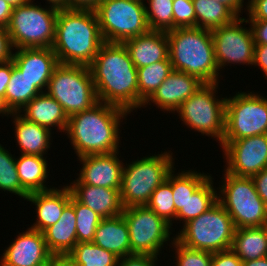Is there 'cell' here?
Here are the masks:
<instances>
[{
	"mask_svg": "<svg viewBox=\"0 0 267 266\" xmlns=\"http://www.w3.org/2000/svg\"><path fill=\"white\" fill-rule=\"evenodd\" d=\"M178 229L175 239L179 243L191 249L214 253L231 249L236 228L229 213L217 201Z\"/></svg>",
	"mask_w": 267,
	"mask_h": 266,
	"instance_id": "obj_8",
	"label": "cell"
},
{
	"mask_svg": "<svg viewBox=\"0 0 267 266\" xmlns=\"http://www.w3.org/2000/svg\"><path fill=\"white\" fill-rule=\"evenodd\" d=\"M136 68L166 60L169 57V41L164 31H149L124 42Z\"/></svg>",
	"mask_w": 267,
	"mask_h": 266,
	"instance_id": "obj_23",
	"label": "cell"
},
{
	"mask_svg": "<svg viewBox=\"0 0 267 266\" xmlns=\"http://www.w3.org/2000/svg\"><path fill=\"white\" fill-rule=\"evenodd\" d=\"M160 257L161 256L132 254L119 258L118 266H159Z\"/></svg>",
	"mask_w": 267,
	"mask_h": 266,
	"instance_id": "obj_41",
	"label": "cell"
},
{
	"mask_svg": "<svg viewBox=\"0 0 267 266\" xmlns=\"http://www.w3.org/2000/svg\"><path fill=\"white\" fill-rule=\"evenodd\" d=\"M16 157V168L20 184L27 194L55 188V186L48 185L50 182H47L52 175L50 174L51 167L48 164L50 158L27 154H19Z\"/></svg>",
	"mask_w": 267,
	"mask_h": 266,
	"instance_id": "obj_27",
	"label": "cell"
},
{
	"mask_svg": "<svg viewBox=\"0 0 267 266\" xmlns=\"http://www.w3.org/2000/svg\"><path fill=\"white\" fill-rule=\"evenodd\" d=\"M166 33L173 70L196 76L204 83L225 82L216 63L211 30L186 27Z\"/></svg>",
	"mask_w": 267,
	"mask_h": 266,
	"instance_id": "obj_4",
	"label": "cell"
},
{
	"mask_svg": "<svg viewBox=\"0 0 267 266\" xmlns=\"http://www.w3.org/2000/svg\"><path fill=\"white\" fill-rule=\"evenodd\" d=\"M231 250L244 262L267 256V225L236 228Z\"/></svg>",
	"mask_w": 267,
	"mask_h": 266,
	"instance_id": "obj_28",
	"label": "cell"
},
{
	"mask_svg": "<svg viewBox=\"0 0 267 266\" xmlns=\"http://www.w3.org/2000/svg\"><path fill=\"white\" fill-rule=\"evenodd\" d=\"M42 233L47 248L53 256L68 255L77 244L74 206L69 202L57 223L46 228Z\"/></svg>",
	"mask_w": 267,
	"mask_h": 266,
	"instance_id": "obj_25",
	"label": "cell"
},
{
	"mask_svg": "<svg viewBox=\"0 0 267 266\" xmlns=\"http://www.w3.org/2000/svg\"><path fill=\"white\" fill-rule=\"evenodd\" d=\"M260 69L267 82V45H255L253 68Z\"/></svg>",
	"mask_w": 267,
	"mask_h": 266,
	"instance_id": "obj_46",
	"label": "cell"
},
{
	"mask_svg": "<svg viewBox=\"0 0 267 266\" xmlns=\"http://www.w3.org/2000/svg\"><path fill=\"white\" fill-rule=\"evenodd\" d=\"M70 203L76 214L77 243L92 242L95 231L102 218L92 209L80 203L71 193Z\"/></svg>",
	"mask_w": 267,
	"mask_h": 266,
	"instance_id": "obj_38",
	"label": "cell"
},
{
	"mask_svg": "<svg viewBox=\"0 0 267 266\" xmlns=\"http://www.w3.org/2000/svg\"><path fill=\"white\" fill-rule=\"evenodd\" d=\"M18 233V235H17ZM0 256V266H48L52 254L47 248L43 233L27 226L17 232Z\"/></svg>",
	"mask_w": 267,
	"mask_h": 266,
	"instance_id": "obj_17",
	"label": "cell"
},
{
	"mask_svg": "<svg viewBox=\"0 0 267 266\" xmlns=\"http://www.w3.org/2000/svg\"><path fill=\"white\" fill-rule=\"evenodd\" d=\"M0 191L20 198L26 201L28 194L22 189L20 179L16 168L15 153L0 143Z\"/></svg>",
	"mask_w": 267,
	"mask_h": 266,
	"instance_id": "obj_35",
	"label": "cell"
},
{
	"mask_svg": "<svg viewBox=\"0 0 267 266\" xmlns=\"http://www.w3.org/2000/svg\"><path fill=\"white\" fill-rule=\"evenodd\" d=\"M29 0L13 8L7 27L14 49L52 48L58 9Z\"/></svg>",
	"mask_w": 267,
	"mask_h": 266,
	"instance_id": "obj_9",
	"label": "cell"
},
{
	"mask_svg": "<svg viewBox=\"0 0 267 266\" xmlns=\"http://www.w3.org/2000/svg\"><path fill=\"white\" fill-rule=\"evenodd\" d=\"M196 27L192 0H173V29Z\"/></svg>",
	"mask_w": 267,
	"mask_h": 266,
	"instance_id": "obj_40",
	"label": "cell"
},
{
	"mask_svg": "<svg viewBox=\"0 0 267 266\" xmlns=\"http://www.w3.org/2000/svg\"><path fill=\"white\" fill-rule=\"evenodd\" d=\"M227 5L238 17L247 12L249 0H215Z\"/></svg>",
	"mask_w": 267,
	"mask_h": 266,
	"instance_id": "obj_50",
	"label": "cell"
},
{
	"mask_svg": "<svg viewBox=\"0 0 267 266\" xmlns=\"http://www.w3.org/2000/svg\"><path fill=\"white\" fill-rule=\"evenodd\" d=\"M235 93L226 95L223 140L267 134V96L250 89Z\"/></svg>",
	"mask_w": 267,
	"mask_h": 266,
	"instance_id": "obj_12",
	"label": "cell"
},
{
	"mask_svg": "<svg viewBox=\"0 0 267 266\" xmlns=\"http://www.w3.org/2000/svg\"><path fill=\"white\" fill-rule=\"evenodd\" d=\"M222 83H204L174 113L189 131L208 136L220 145L225 129L226 96L218 95ZM221 96V97H220Z\"/></svg>",
	"mask_w": 267,
	"mask_h": 266,
	"instance_id": "obj_6",
	"label": "cell"
},
{
	"mask_svg": "<svg viewBox=\"0 0 267 266\" xmlns=\"http://www.w3.org/2000/svg\"><path fill=\"white\" fill-rule=\"evenodd\" d=\"M243 266H267V256L255 260L244 261Z\"/></svg>",
	"mask_w": 267,
	"mask_h": 266,
	"instance_id": "obj_55",
	"label": "cell"
},
{
	"mask_svg": "<svg viewBox=\"0 0 267 266\" xmlns=\"http://www.w3.org/2000/svg\"><path fill=\"white\" fill-rule=\"evenodd\" d=\"M103 43L95 11H58L52 49L59 64L89 67Z\"/></svg>",
	"mask_w": 267,
	"mask_h": 266,
	"instance_id": "obj_3",
	"label": "cell"
},
{
	"mask_svg": "<svg viewBox=\"0 0 267 266\" xmlns=\"http://www.w3.org/2000/svg\"><path fill=\"white\" fill-rule=\"evenodd\" d=\"M45 92L62 106L68 117L99 102L90 68L83 65L59 64Z\"/></svg>",
	"mask_w": 267,
	"mask_h": 266,
	"instance_id": "obj_10",
	"label": "cell"
},
{
	"mask_svg": "<svg viewBox=\"0 0 267 266\" xmlns=\"http://www.w3.org/2000/svg\"><path fill=\"white\" fill-rule=\"evenodd\" d=\"M246 25H249L248 21L242 16L211 30L215 59L221 74L227 66H253L255 43L251 28Z\"/></svg>",
	"mask_w": 267,
	"mask_h": 266,
	"instance_id": "obj_14",
	"label": "cell"
},
{
	"mask_svg": "<svg viewBox=\"0 0 267 266\" xmlns=\"http://www.w3.org/2000/svg\"><path fill=\"white\" fill-rule=\"evenodd\" d=\"M173 71L169 57L148 66L137 68L138 74V109L155 93L162 82Z\"/></svg>",
	"mask_w": 267,
	"mask_h": 266,
	"instance_id": "obj_32",
	"label": "cell"
},
{
	"mask_svg": "<svg viewBox=\"0 0 267 266\" xmlns=\"http://www.w3.org/2000/svg\"><path fill=\"white\" fill-rule=\"evenodd\" d=\"M99 102L138 110V74L124 43L104 42L89 66Z\"/></svg>",
	"mask_w": 267,
	"mask_h": 266,
	"instance_id": "obj_1",
	"label": "cell"
},
{
	"mask_svg": "<svg viewBox=\"0 0 267 266\" xmlns=\"http://www.w3.org/2000/svg\"><path fill=\"white\" fill-rule=\"evenodd\" d=\"M213 177L214 175H211L192 196H189L184 207L176 214L175 223H182L179 227L197 218L217 202V187L214 185L216 182Z\"/></svg>",
	"mask_w": 267,
	"mask_h": 266,
	"instance_id": "obj_29",
	"label": "cell"
},
{
	"mask_svg": "<svg viewBox=\"0 0 267 266\" xmlns=\"http://www.w3.org/2000/svg\"><path fill=\"white\" fill-rule=\"evenodd\" d=\"M45 1H46L45 2L46 6H50L58 10L68 9V0H45Z\"/></svg>",
	"mask_w": 267,
	"mask_h": 266,
	"instance_id": "obj_53",
	"label": "cell"
},
{
	"mask_svg": "<svg viewBox=\"0 0 267 266\" xmlns=\"http://www.w3.org/2000/svg\"><path fill=\"white\" fill-rule=\"evenodd\" d=\"M212 266H243V261L229 249L212 253Z\"/></svg>",
	"mask_w": 267,
	"mask_h": 266,
	"instance_id": "obj_42",
	"label": "cell"
},
{
	"mask_svg": "<svg viewBox=\"0 0 267 266\" xmlns=\"http://www.w3.org/2000/svg\"><path fill=\"white\" fill-rule=\"evenodd\" d=\"M146 206L157 216L171 224V227L177 226L175 224L176 210L172 192V171L168 174L167 179L153 191Z\"/></svg>",
	"mask_w": 267,
	"mask_h": 266,
	"instance_id": "obj_36",
	"label": "cell"
},
{
	"mask_svg": "<svg viewBox=\"0 0 267 266\" xmlns=\"http://www.w3.org/2000/svg\"><path fill=\"white\" fill-rule=\"evenodd\" d=\"M224 170L238 177H253L267 168V134L222 140Z\"/></svg>",
	"mask_w": 267,
	"mask_h": 266,
	"instance_id": "obj_15",
	"label": "cell"
},
{
	"mask_svg": "<svg viewBox=\"0 0 267 266\" xmlns=\"http://www.w3.org/2000/svg\"><path fill=\"white\" fill-rule=\"evenodd\" d=\"M204 85L198 77L173 70L158 87L155 93L144 103L143 108L152 105L168 114H174L181 104ZM153 103V104H152ZM155 104V105H154ZM150 106V107H149Z\"/></svg>",
	"mask_w": 267,
	"mask_h": 266,
	"instance_id": "obj_18",
	"label": "cell"
},
{
	"mask_svg": "<svg viewBox=\"0 0 267 266\" xmlns=\"http://www.w3.org/2000/svg\"><path fill=\"white\" fill-rule=\"evenodd\" d=\"M92 242L119 258L132 255L127 223L120 214L100 221Z\"/></svg>",
	"mask_w": 267,
	"mask_h": 266,
	"instance_id": "obj_26",
	"label": "cell"
},
{
	"mask_svg": "<svg viewBox=\"0 0 267 266\" xmlns=\"http://www.w3.org/2000/svg\"><path fill=\"white\" fill-rule=\"evenodd\" d=\"M251 178L254 182L257 193L267 205V168L263 169Z\"/></svg>",
	"mask_w": 267,
	"mask_h": 266,
	"instance_id": "obj_47",
	"label": "cell"
},
{
	"mask_svg": "<svg viewBox=\"0 0 267 266\" xmlns=\"http://www.w3.org/2000/svg\"><path fill=\"white\" fill-rule=\"evenodd\" d=\"M4 1H6L11 7L15 8L17 6H22L29 0H4Z\"/></svg>",
	"mask_w": 267,
	"mask_h": 266,
	"instance_id": "obj_56",
	"label": "cell"
},
{
	"mask_svg": "<svg viewBox=\"0 0 267 266\" xmlns=\"http://www.w3.org/2000/svg\"><path fill=\"white\" fill-rule=\"evenodd\" d=\"M72 195L92 209L102 219L122 214L124 207L120 189L91 186L88 184H66Z\"/></svg>",
	"mask_w": 267,
	"mask_h": 266,
	"instance_id": "obj_22",
	"label": "cell"
},
{
	"mask_svg": "<svg viewBox=\"0 0 267 266\" xmlns=\"http://www.w3.org/2000/svg\"><path fill=\"white\" fill-rule=\"evenodd\" d=\"M255 45H267V20H247Z\"/></svg>",
	"mask_w": 267,
	"mask_h": 266,
	"instance_id": "obj_45",
	"label": "cell"
},
{
	"mask_svg": "<svg viewBox=\"0 0 267 266\" xmlns=\"http://www.w3.org/2000/svg\"><path fill=\"white\" fill-rule=\"evenodd\" d=\"M164 150L160 153L159 151L150 153L142 158H133L132 161H125L120 188L124 208L146 206L153 191L174 169L175 162L178 160L176 155L171 150Z\"/></svg>",
	"mask_w": 267,
	"mask_h": 266,
	"instance_id": "obj_5",
	"label": "cell"
},
{
	"mask_svg": "<svg viewBox=\"0 0 267 266\" xmlns=\"http://www.w3.org/2000/svg\"><path fill=\"white\" fill-rule=\"evenodd\" d=\"M217 201L231 216L235 228L267 225V205L260 198L251 177H238L222 171Z\"/></svg>",
	"mask_w": 267,
	"mask_h": 266,
	"instance_id": "obj_7",
	"label": "cell"
},
{
	"mask_svg": "<svg viewBox=\"0 0 267 266\" xmlns=\"http://www.w3.org/2000/svg\"><path fill=\"white\" fill-rule=\"evenodd\" d=\"M120 155V156H119ZM120 150L110 154L86 155L77 158L80 165L75 179L67 184H88L91 186L120 189L125 159Z\"/></svg>",
	"mask_w": 267,
	"mask_h": 266,
	"instance_id": "obj_16",
	"label": "cell"
},
{
	"mask_svg": "<svg viewBox=\"0 0 267 266\" xmlns=\"http://www.w3.org/2000/svg\"><path fill=\"white\" fill-rule=\"evenodd\" d=\"M128 116L130 114L119 107L98 102L89 110L68 117L64 134L77 158L114 153L122 145L121 126Z\"/></svg>",
	"mask_w": 267,
	"mask_h": 266,
	"instance_id": "obj_2",
	"label": "cell"
},
{
	"mask_svg": "<svg viewBox=\"0 0 267 266\" xmlns=\"http://www.w3.org/2000/svg\"><path fill=\"white\" fill-rule=\"evenodd\" d=\"M71 200V190L66 185H58L48 191L28 194L26 201L35 206V222L29 228L43 232L60 219L64 207Z\"/></svg>",
	"mask_w": 267,
	"mask_h": 266,
	"instance_id": "obj_20",
	"label": "cell"
},
{
	"mask_svg": "<svg viewBox=\"0 0 267 266\" xmlns=\"http://www.w3.org/2000/svg\"><path fill=\"white\" fill-rule=\"evenodd\" d=\"M182 169L181 172L176 169L172 170V192L175 204L176 214L184 207L189 196L193 193L211 176L210 172H200V170ZM176 170V171H175Z\"/></svg>",
	"mask_w": 267,
	"mask_h": 266,
	"instance_id": "obj_31",
	"label": "cell"
},
{
	"mask_svg": "<svg viewBox=\"0 0 267 266\" xmlns=\"http://www.w3.org/2000/svg\"><path fill=\"white\" fill-rule=\"evenodd\" d=\"M12 115V112L8 109V106L5 102V99L2 95H0V116L4 119H7Z\"/></svg>",
	"mask_w": 267,
	"mask_h": 266,
	"instance_id": "obj_54",
	"label": "cell"
},
{
	"mask_svg": "<svg viewBox=\"0 0 267 266\" xmlns=\"http://www.w3.org/2000/svg\"><path fill=\"white\" fill-rule=\"evenodd\" d=\"M95 12L104 42L124 43L150 31L143 0H102Z\"/></svg>",
	"mask_w": 267,
	"mask_h": 266,
	"instance_id": "obj_11",
	"label": "cell"
},
{
	"mask_svg": "<svg viewBox=\"0 0 267 266\" xmlns=\"http://www.w3.org/2000/svg\"><path fill=\"white\" fill-rule=\"evenodd\" d=\"M102 0H68V9L95 11Z\"/></svg>",
	"mask_w": 267,
	"mask_h": 266,
	"instance_id": "obj_49",
	"label": "cell"
},
{
	"mask_svg": "<svg viewBox=\"0 0 267 266\" xmlns=\"http://www.w3.org/2000/svg\"><path fill=\"white\" fill-rule=\"evenodd\" d=\"M13 7L6 1L0 0V26L8 27L11 19Z\"/></svg>",
	"mask_w": 267,
	"mask_h": 266,
	"instance_id": "obj_51",
	"label": "cell"
},
{
	"mask_svg": "<svg viewBox=\"0 0 267 266\" xmlns=\"http://www.w3.org/2000/svg\"><path fill=\"white\" fill-rule=\"evenodd\" d=\"M170 248L169 253L175 252V255L172 253L173 256L170 253V257L174 259L172 266H212V252L185 247L176 239Z\"/></svg>",
	"mask_w": 267,
	"mask_h": 266,
	"instance_id": "obj_39",
	"label": "cell"
},
{
	"mask_svg": "<svg viewBox=\"0 0 267 266\" xmlns=\"http://www.w3.org/2000/svg\"><path fill=\"white\" fill-rule=\"evenodd\" d=\"M196 27L213 30L232 23L238 16L224 3L215 0H192Z\"/></svg>",
	"mask_w": 267,
	"mask_h": 266,
	"instance_id": "obj_30",
	"label": "cell"
},
{
	"mask_svg": "<svg viewBox=\"0 0 267 266\" xmlns=\"http://www.w3.org/2000/svg\"><path fill=\"white\" fill-rule=\"evenodd\" d=\"M14 65L42 93L46 91L54 69L59 65L52 48L14 49Z\"/></svg>",
	"mask_w": 267,
	"mask_h": 266,
	"instance_id": "obj_19",
	"label": "cell"
},
{
	"mask_svg": "<svg viewBox=\"0 0 267 266\" xmlns=\"http://www.w3.org/2000/svg\"><path fill=\"white\" fill-rule=\"evenodd\" d=\"M48 266H77L68 255L52 256Z\"/></svg>",
	"mask_w": 267,
	"mask_h": 266,
	"instance_id": "obj_52",
	"label": "cell"
},
{
	"mask_svg": "<svg viewBox=\"0 0 267 266\" xmlns=\"http://www.w3.org/2000/svg\"><path fill=\"white\" fill-rule=\"evenodd\" d=\"M143 1L150 31L173 30V0Z\"/></svg>",
	"mask_w": 267,
	"mask_h": 266,
	"instance_id": "obj_37",
	"label": "cell"
},
{
	"mask_svg": "<svg viewBox=\"0 0 267 266\" xmlns=\"http://www.w3.org/2000/svg\"><path fill=\"white\" fill-rule=\"evenodd\" d=\"M122 214L129 229L132 254L162 256L168 246L170 249L176 228L171 227L165 219L147 206L124 208Z\"/></svg>",
	"mask_w": 267,
	"mask_h": 266,
	"instance_id": "obj_13",
	"label": "cell"
},
{
	"mask_svg": "<svg viewBox=\"0 0 267 266\" xmlns=\"http://www.w3.org/2000/svg\"><path fill=\"white\" fill-rule=\"evenodd\" d=\"M12 74V60L0 63V95L5 98V92Z\"/></svg>",
	"mask_w": 267,
	"mask_h": 266,
	"instance_id": "obj_48",
	"label": "cell"
},
{
	"mask_svg": "<svg viewBox=\"0 0 267 266\" xmlns=\"http://www.w3.org/2000/svg\"><path fill=\"white\" fill-rule=\"evenodd\" d=\"M12 129L14 128L15 145L19 147V154L48 157L53 143L54 133L50 129L26 120L19 113L10 116ZM15 126V127H14Z\"/></svg>",
	"mask_w": 267,
	"mask_h": 266,
	"instance_id": "obj_21",
	"label": "cell"
},
{
	"mask_svg": "<svg viewBox=\"0 0 267 266\" xmlns=\"http://www.w3.org/2000/svg\"><path fill=\"white\" fill-rule=\"evenodd\" d=\"M14 47L11 42L8 29L0 26V63L13 59Z\"/></svg>",
	"mask_w": 267,
	"mask_h": 266,
	"instance_id": "obj_43",
	"label": "cell"
},
{
	"mask_svg": "<svg viewBox=\"0 0 267 266\" xmlns=\"http://www.w3.org/2000/svg\"><path fill=\"white\" fill-rule=\"evenodd\" d=\"M42 93L21 73L12 60V74L5 92V102L12 113H18L34 97Z\"/></svg>",
	"mask_w": 267,
	"mask_h": 266,
	"instance_id": "obj_33",
	"label": "cell"
},
{
	"mask_svg": "<svg viewBox=\"0 0 267 266\" xmlns=\"http://www.w3.org/2000/svg\"><path fill=\"white\" fill-rule=\"evenodd\" d=\"M18 113L26 120L44 126L52 132L56 130L57 133L63 132L64 135L67 128V114L62 106L46 92L34 97Z\"/></svg>",
	"mask_w": 267,
	"mask_h": 266,
	"instance_id": "obj_24",
	"label": "cell"
},
{
	"mask_svg": "<svg viewBox=\"0 0 267 266\" xmlns=\"http://www.w3.org/2000/svg\"><path fill=\"white\" fill-rule=\"evenodd\" d=\"M68 257L77 266H118L119 257L93 242L77 243Z\"/></svg>",
	"mask_w": 267,
	"mask_h": 266,
	"instance_id": "obj_34",
	"label": "cell"
},
{
	"mask_svg": "<svg viewBox=\"0 0 267 266\" xmlns=\"http://www.w3.org/2000/svg\"><path fill=\"white\" fill-rule=\"evenodd\" d=\"M247 20H267V0H249Z\"/></svg>",
	"mask_w": 267,
	"mask_h": 266,
	"instance_id": "obj_44",
	"label": "cell"
}]
</instances>
